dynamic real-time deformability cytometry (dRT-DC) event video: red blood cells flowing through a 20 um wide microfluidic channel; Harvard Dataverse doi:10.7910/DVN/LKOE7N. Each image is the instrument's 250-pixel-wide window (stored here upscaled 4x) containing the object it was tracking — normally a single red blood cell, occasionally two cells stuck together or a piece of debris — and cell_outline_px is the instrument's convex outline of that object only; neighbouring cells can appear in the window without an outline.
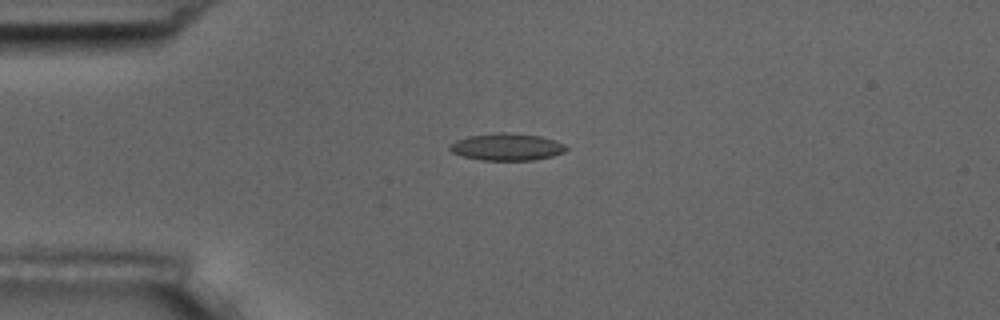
{"species": "common noctule bat (a hibernating species)", "species_latin": "Nyctalus noctula", "temperature_condition": "room temperature", "stored_images_in_passage": 3, "camera_frame_rate_fps": 3000, "um_per_image_px": 0.085, "animal": {"sex": "male", "body_mass_g": 17.5, "forearm_length_mm": 52.3}, "frame": {"image": 1, "passage_image": 2, "time_ms": 0.333, "image_size_px": [1000, 320], "cell_outline_px": [[568, 148], [564, 152], [552, 156], [532, 160], [480, 160], [460, 156], [452, 152], [448, 148], [448, 144], [456, 140], [468, 136], [496, 132], [508, 132], [540, 136], [564, 144]], "centroid_in_image_um": [43.02, 12.48], "position_along_channel_um": 42.0, "area_um2": 18.5}}